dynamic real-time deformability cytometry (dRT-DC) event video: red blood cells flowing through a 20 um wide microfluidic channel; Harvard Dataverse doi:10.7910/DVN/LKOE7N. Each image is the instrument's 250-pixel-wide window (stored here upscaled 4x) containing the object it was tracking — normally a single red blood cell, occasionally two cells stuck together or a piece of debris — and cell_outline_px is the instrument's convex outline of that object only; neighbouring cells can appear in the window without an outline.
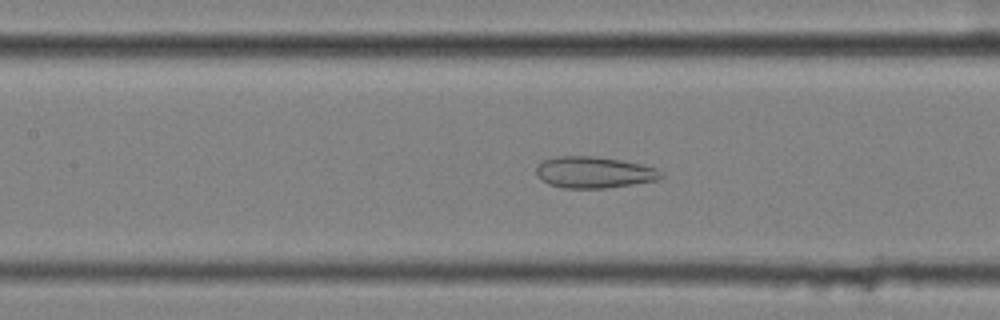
{"species": "common noctule bat (a hibernating species)", "species_latin": "Nyctalus noctula", "temperature_condition": "cold", "stored_images_in_passage": 56, "camera_frame_rate_fps": 3000, "um_per_image_px": 0.085, "animal": {"sex": "female", "body_mass_g": 25.1}, "frame": {"image": 1, "passage_image": 25, "time_ms": 8.0, "image_size_px": [1000, 320], "cell_outline_px": [[664, 176], [660, 180], [604, 188], [564, 188], [548, 184], [536, 172], [536, 168], [544, 160], [556, 156], [592, 156], [620, 160], [640, 164], [656, 168]], "centroid_in_image_um": [50.52, 14.65], "position_along_channel_um": 156.9, "area_um2": 22.6}}
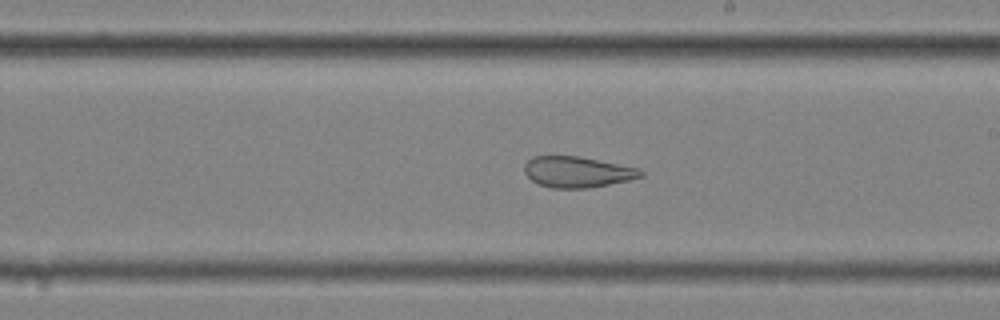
{"frame": {"image": 2, "passage_image": 32, "time_ms": 10.333, "image_size_px": [1000, 320], "cell_outline_px": [[644, 176], [628, 180], [588, 188], [552, 188], [540, 184], [532, 180], [524, 172], [524, 164], [532, 156], [580, 156], [640, 168], [644, 172]], "centroid_in_image_um": [49.08, 14.6], "position_along_channel_um": 239.9, "area_um2": 20.98}}
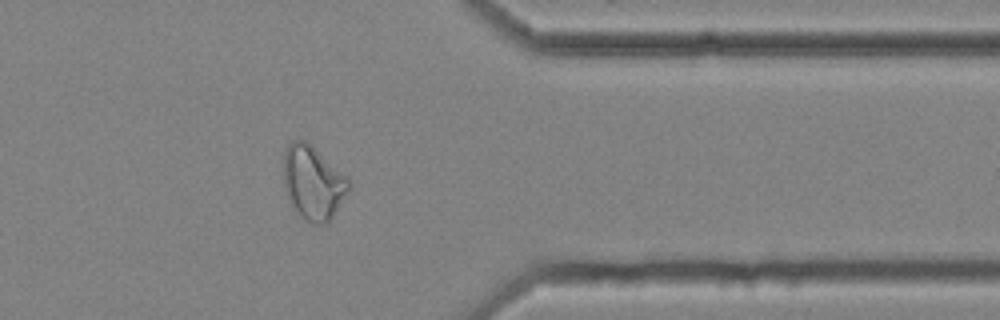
{"frame": {"image": 3, "passage_image": 45, "time_ms": 14.667, "image_size_px": [1000, 320], "cell_outline_px": [[352, 184], [328, 224], [312, 224], [304, 220], [292, 208], [284, 184], [284, 152], [288, 144], [292, 140], [304, 140], [312, 144], [348, 176], [352, 180]], "centroid_in_image_um": [26.63, 15.52], "position_along_channel_um": 384.8, "area_um2": 28.5}, "authors_computed_cell_mechanics": {"area_um2": 29.1601, "velocity_mm_per_s": 3.5723, "shape_relaxation_time_tau1_ms": null, "shape_relaxation_time_tau2_ms": 1.7645, "deformation_change_tau1": null, "deformation_change_tau2": 0.0995}}